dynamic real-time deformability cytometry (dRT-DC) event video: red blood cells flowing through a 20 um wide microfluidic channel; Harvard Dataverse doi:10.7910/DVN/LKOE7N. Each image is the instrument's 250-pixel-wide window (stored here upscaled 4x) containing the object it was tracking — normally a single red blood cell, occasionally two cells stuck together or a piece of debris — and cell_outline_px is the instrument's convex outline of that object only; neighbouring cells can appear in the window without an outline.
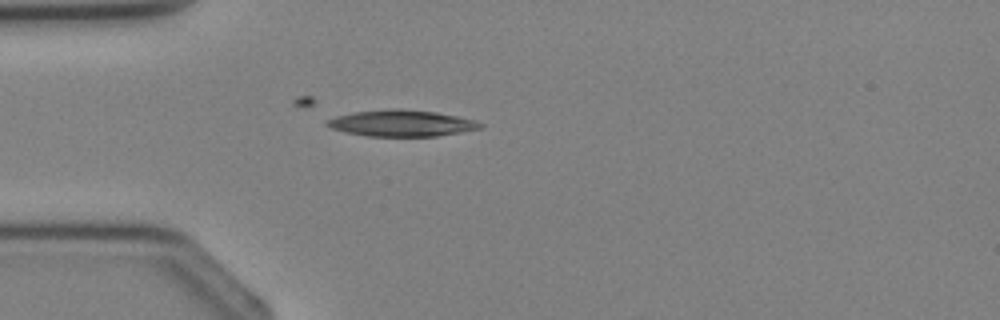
{"species": "Egyptian fruit bat (a non-hibernating species)", "species_latin": "Rousettus aegyptiacus", "temperature_condition": "cold", "stored_images_in_passage": 3, "camera_frame_rate_fps": 3000, "um_per_image_px": 0.085, "animal": {"sex": "female"}, "frame": {"image": 1, "passage_image": 3, "time_ms": 2.667, "image_size_px": [1000, 320], "cell_outline_px": [[484, 128], [436, 136], [368, 136], [344, 132], [332, 128], [324, 124], [324, 120], [336, 116], [356, 112], [388, 108], [400, 108], [436, 112], [476, 120], [484, 124]], "centroid_in_image_um": [34.13, 10.47], "position_along_channel_um": 50.9, "area_um2": 23.7}}